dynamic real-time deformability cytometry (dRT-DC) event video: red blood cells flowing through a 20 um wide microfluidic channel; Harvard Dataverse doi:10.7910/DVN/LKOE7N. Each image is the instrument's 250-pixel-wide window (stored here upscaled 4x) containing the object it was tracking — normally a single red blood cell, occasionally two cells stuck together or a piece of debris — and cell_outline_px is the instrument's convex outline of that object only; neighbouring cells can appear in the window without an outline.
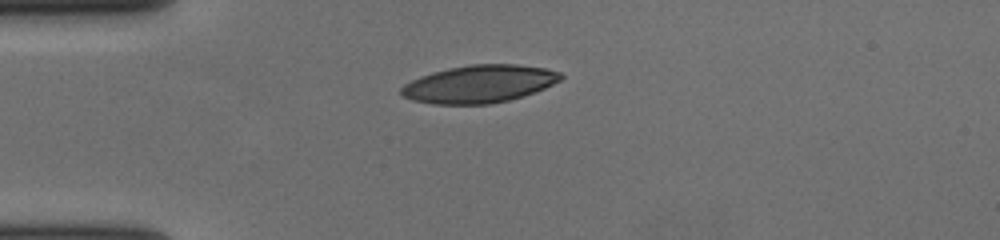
{"species": "human", "species_latin": "Homo sapiens", "temperature_condition": "cold", "stored_images_in_passage": 43, "camera_frame_rate_fps": 3000, "um_per_image_px": 0.085, "donor": {"sex": "female"}, "frame": {"image": 1, "passage_image": 1, "time_ms": 0.0, "image_size_px": [1000, 240], "cell_outline_px": [[564, 76], [560, 80], [544, 88], [508, 100], [488, 104], [432, 104], [412, 100], [400, 96], [400, 88], [404, 84], [420, 76], [432, 72], [448, 68], [472, 64], [516, 64], [544, 68], [560, 72]], "centroid_in_image_um": [40.68, 7.13], "position_along_channel_um": 44.3, "area_um2": 34.85}}
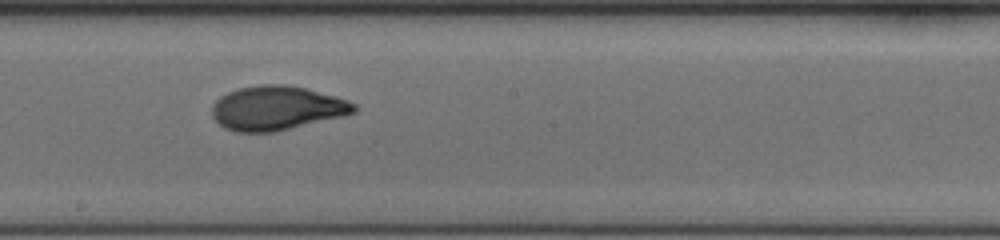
{"frame": {"image": 2, "passage_image": 18, "time_ms": 5.667, "image_size_px": [1000, 240], "cell_outline_px": [[356, 112], [344, 116], [276, 132], [236, 132], [224, 128], [212, 116], [212, 104], [220, 96], [228, 92], [240, 88], [260, 84], [288, 84], [336, 96], [348, 100], [356, 104]], "centroid_in_image_um": [23.53, 9.19], "position_along_channel_um": 224.7, "area_um2": 36.76}}
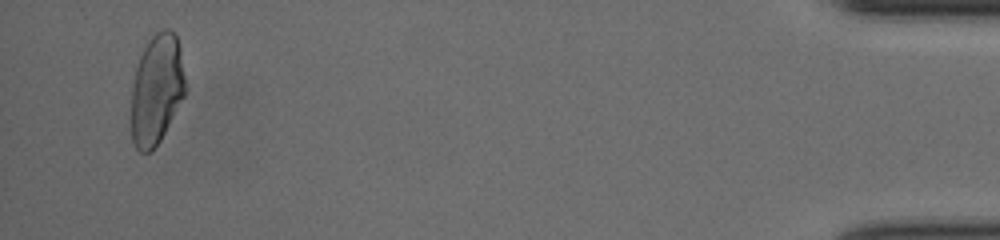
{"frame": {"image": 3, "passage_image": 41, "time_ms": 13.333, "image_size_px": [1000, 240], "cell_outline_px": [[184, 96], [160, 140], [148, 152], [140, 152], [136, 148], [132, 140], [132, 84], [136, 68], [140, 56], [148, 40], [156, 32], [164, 28], [168, 28], [176, 36], [180, 48], [184, 76]], "centroid_in_image_um": [13.3, 7.58], "position_along_channel_um": 421.9, "area_um2": 34.16}, "authors_computed_cell_mechanics": {"area_um2": 35.2002, "velocity_mm_per_s": 3.6344, "shape_relaxation_time_tau1_ms": 5.5949, "shape_relaxation_time_tau2_ms": 0.9949, "deformation_change_tau1": 0.1952, "deformation_change_tau2": 0.0578}}